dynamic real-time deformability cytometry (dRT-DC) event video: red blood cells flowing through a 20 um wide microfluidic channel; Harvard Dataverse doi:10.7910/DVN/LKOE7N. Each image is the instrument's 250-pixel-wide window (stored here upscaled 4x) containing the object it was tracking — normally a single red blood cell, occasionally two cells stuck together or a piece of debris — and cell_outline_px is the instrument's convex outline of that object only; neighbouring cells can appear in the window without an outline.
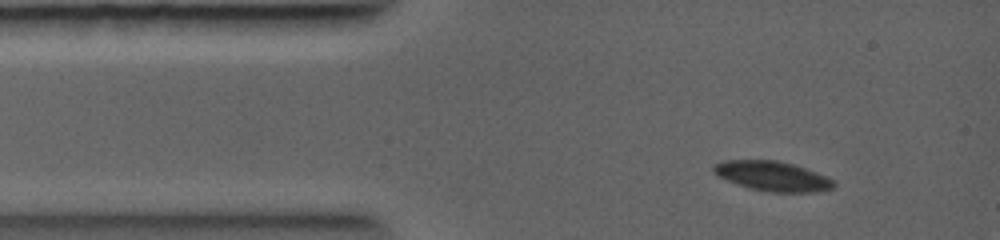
{"species": "common noctule bat (a hibernating species)", "species_latin": "Nyctalus noctula", "temperature_condition": "warm", "stored_images_in_passage": 3, "camera_frame_rate_fps": 5000, "um_per_image_px": 0.085, "animal": {"sex": "female", "body_mass_g": 19.0, "forearm_length_mm": 56.7}, "frame": {"image": 1, "passage_image": 1, "time_ms": 0.0, "image_size_px": [1000, 240], "cell_outline_px": [[836, 184], [832, 188], [816, 192], [776, 192], [748, 188], [728, 180], [712, 172], [712, 164], [724, 160], [776, 160], [792, 164], [828, 176], [836, 180]], "centroid_in_image_um": [65.68, 14.96], "position_along_channel_um": 19.3, "area_um2": 20.81}}